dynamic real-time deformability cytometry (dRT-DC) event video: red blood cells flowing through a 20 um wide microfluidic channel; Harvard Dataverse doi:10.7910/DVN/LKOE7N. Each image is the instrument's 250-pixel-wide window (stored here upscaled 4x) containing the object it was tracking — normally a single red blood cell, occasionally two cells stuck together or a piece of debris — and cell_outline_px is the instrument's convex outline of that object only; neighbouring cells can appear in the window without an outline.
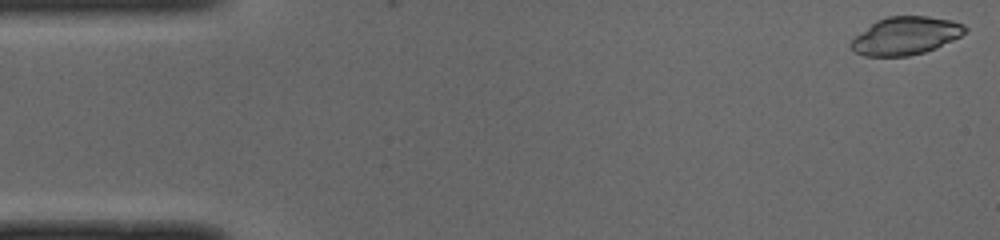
{"species": "common noctule bat (a hibernating species)", "species_latin": "Nyctalus noctula", "temperature_condition": "cold", "stored_images_in_passage": 3, "camera_frame_rate_fps": 3000, "um_per_image_px": 0.085, "animal": {"sex": "male", "body_mass_g": 19.0, "forearm_length_mm": 50.8}, "frame": {"image": 1, "passage_image": 1, "time_ms": 0.0, "image_size_px": [1000, 240], "cell_outline_px": [[968, 28], [960, 36], [936, 48], [924, 52], [908, 56], [864, 56], [856, 52], [848, 44], [856, 36], [876, 20], [888, 16], [928, 16], [952, 20], [964, 24]], "centroid_in_image_um": [76.98, 3.03], "position_along_channel_um": 8.0, "area_um2": 25.09}}